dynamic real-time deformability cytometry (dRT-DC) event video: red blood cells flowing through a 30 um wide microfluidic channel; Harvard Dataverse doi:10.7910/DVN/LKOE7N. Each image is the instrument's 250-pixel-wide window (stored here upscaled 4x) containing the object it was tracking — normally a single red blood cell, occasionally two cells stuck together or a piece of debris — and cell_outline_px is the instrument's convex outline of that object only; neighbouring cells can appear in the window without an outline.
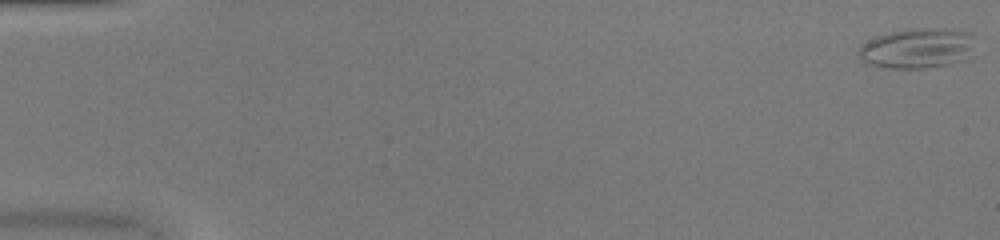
{"species": "common noctule bat (a hibernating species)", "species_latin": "Nyctalus noctula", "temperature_condition": "warm", "stored_images_in_passage": 52, "camera_frame_rate_fps": 3000, "um_per_image_px": 0.085, "animal": {"sex": "female", "body_mass_g": 20.0, "forearm_length_mm": 54.0}, "frame": {"image": 1, "passage_image": 1, "time_ms": 0.0, "image_size_px": [1000, 240], "cell_outline_px": [[976, 36], [968, 60], [952, 64], [924, 68], [884, 68], [864, 64], [860, 60], [860, 48], [868, 40], [876, 36], [888, 32], [908, 28], [948, 28], [972, 32]], "centroid_in_image_um": [78.02, 4.1], "position_along_channel_um": 7.0, "area_um2": 27.98}}
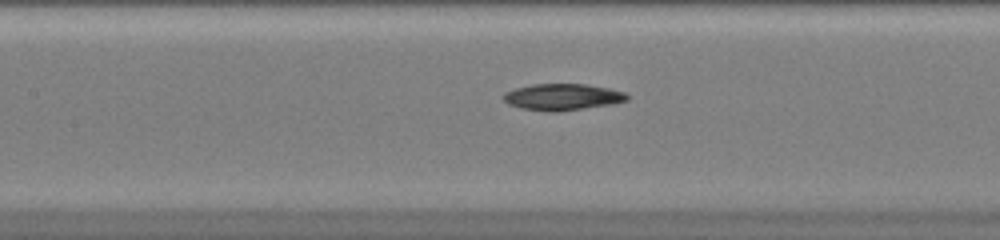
{"frame": {"image": 2, "passage_image": 25, "time_ms": 8.0, "image_size_px": [1000, 240], "cell_outline_px": [[628, 100], [612, 104], [560, 112], [552, 112], [520, 108], [508, 104], [504, 100], [504, 92], [516, 88], [532, 84], [584, 84], [608, 88], [624, 92], [628, 96]], "centroid_in_image_um": [47.8, 8.25], "position_along_channel_um": 159.6, "area_um2": 19.07}}
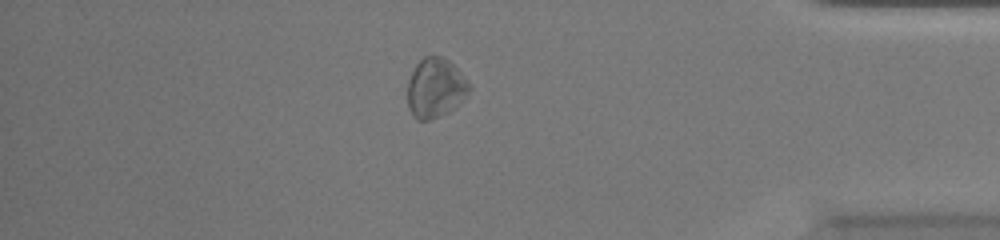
{"frame": {"image": 3, "passage_image": 45, "time_ms": 14.667, "image_size_px": [1000, 240], "cell_outline_px": [[472, 88], [448, 112], [428, 120], [416, 120], [412, 116], [408, 108], [408, 80], [416, 64], [424, 56], [444, 56], [456, 68]], "centroid_in_image_um": [36.96, 7.47], "position_along_channel_um": 398.2, "area_um2": 21.04}, "authors_computed_cell_mechanics": {"area_um2": 20.5479, "velocity_mm_per_s": 4.0375, "shape_relaxation_time_tau1_ms": 3.2776, "shape_relaxation_time_tau2_ms": null, "deformation_change_tau1": 0.118, "deformation_change_tau2": null}}